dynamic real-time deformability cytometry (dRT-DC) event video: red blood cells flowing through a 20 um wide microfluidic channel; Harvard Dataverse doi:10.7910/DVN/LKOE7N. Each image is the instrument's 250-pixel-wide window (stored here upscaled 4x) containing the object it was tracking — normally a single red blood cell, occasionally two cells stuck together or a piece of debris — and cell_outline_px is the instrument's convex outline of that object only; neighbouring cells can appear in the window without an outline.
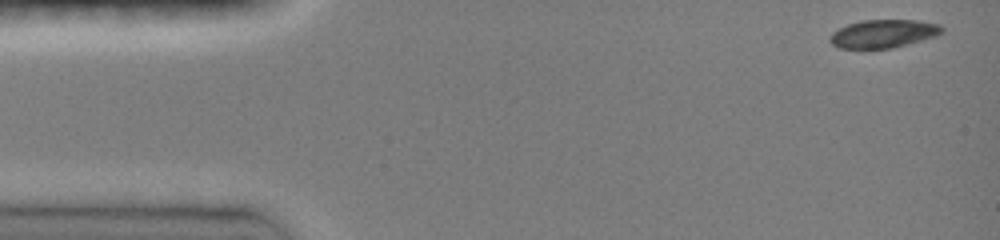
{"species": "common noctule bat (a hibernating species)", "species_latin": "Nyctalus noctula", "temperature_condition": "room temperature", "stored_images_in_passage": 42, "camera_frame_rate_fps": 3000, "um_per_image_px": 0.085, "animal": {"sex": "female", "body_mass_g": 19.0, "forearm_length_mm": 51.5}, "frame": {"image": 1, "passage_image": 1, "time_ms": 0.0, "image_size_px": [1000, 240], "cell_outline_px": [[944, 32], [936, 36], [908, 44], [892, 48], [840, 48], [832, 44], [828, 40], [832, 32], [848, 24], [864, 20], [916, 20], [940, 24], [944, 28]], "centroid_in_image_um": [75.11, 2.86], "position_along_channel_um": 9.9, "area_um2": 18.38}}
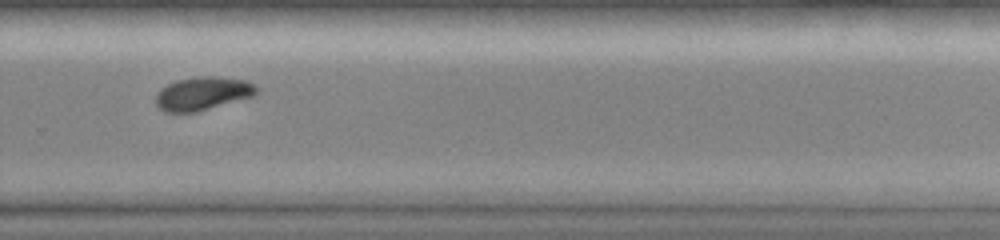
{"frame": {"image": 2, "passage_image": 31, "time_ms": 10.0, "image_size_px": [1000, 240], "cell_outline_px": [[256, 96], [196, 112], [164, 112], [156, 104], [156, 92], [160, 88], [176, 80], [200, 76], [216, 76], [244, 80], [252, 84], [256, 88]], "centroid_in_image_um": [17.21, 7.95], "position_along_channel_um": 312.6, "area_um2": 19.59}}
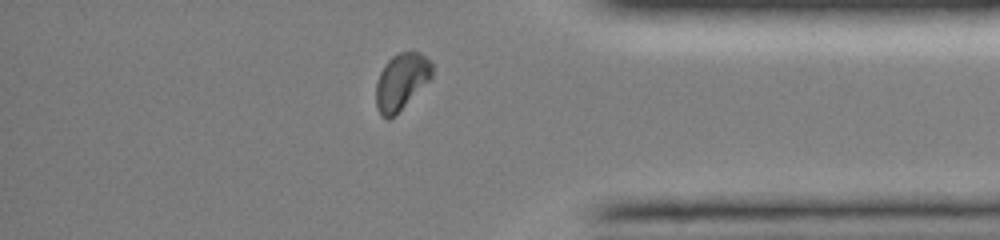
{"frame": {"image": 3, "passage_image": 38, "time_ms": 12.333, "image_size_px": [1000, 240], "cell_outline_px": [[432, 76], [388, 120], [380, 116], [376, 108], [376, 84], [380, 72], [384, 64], [392, 56], [400, 52], [420, 52], [432, 64]], "centroid_in_image_um": [34.06, 6.9], "position_along_channel_um": 401.1, "area_um2": 17.86}, "authors_computed_cell_mechanics": {"area_um2": 19.652, "velocity_mm_per_s": 4.1112, "shape_relaxation_time_tau1_ms": 5.2517, "shape_relaxation_time_tau2_ms": 3.3852, "deformation_change_tau1": 0.1864, "deformation_change_tau2": 0.0629}}